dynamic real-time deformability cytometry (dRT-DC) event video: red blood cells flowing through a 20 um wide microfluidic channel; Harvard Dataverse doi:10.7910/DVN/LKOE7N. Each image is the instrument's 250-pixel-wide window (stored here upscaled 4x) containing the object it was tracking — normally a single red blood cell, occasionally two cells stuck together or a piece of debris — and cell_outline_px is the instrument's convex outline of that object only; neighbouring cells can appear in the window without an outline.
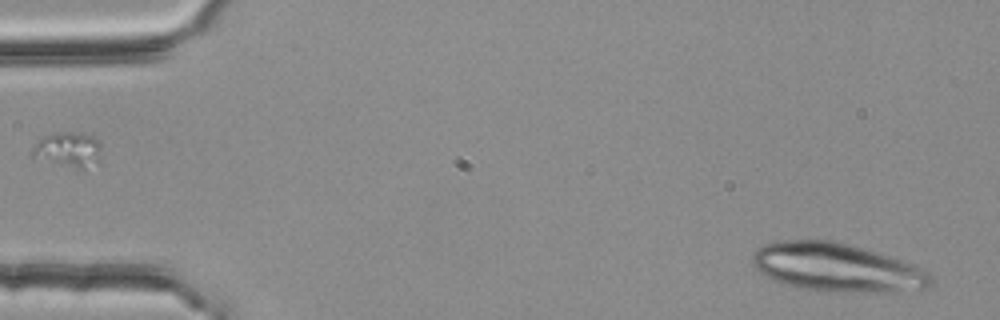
{"species": "common noctule bat (a hibernating species)", "species_latin": "Nyctalus noctula", "temperature_condition": "room temperature", "stored_images_in_passage": 3, "segment_of_instrument_passage": [2, 2], "camera_frame_rate_fps": 3000, "um_per_image_px": 0.085, "animal": {"sex": "female", "body_mass_g": 25.1}, "frame": {"image": 1, "passage_image": 3, "time_ms": 0.667, "image_size_px": [1000, 320], "cell_outline_px": [[936, 284], [924, 288], [896, 292], [820, 292], [796, 288], [772, 280], [760, 272], [752, 264], [752, 256], [764, 244], [784, 240], [832, 240], [848, 244], [876, 252], [888, 256], [928, 272], [936, 280]], "centroid_in_image_um": [71.12, 22.77], "position_along_channel_um": 13.9, "area_um2": 50.46}}